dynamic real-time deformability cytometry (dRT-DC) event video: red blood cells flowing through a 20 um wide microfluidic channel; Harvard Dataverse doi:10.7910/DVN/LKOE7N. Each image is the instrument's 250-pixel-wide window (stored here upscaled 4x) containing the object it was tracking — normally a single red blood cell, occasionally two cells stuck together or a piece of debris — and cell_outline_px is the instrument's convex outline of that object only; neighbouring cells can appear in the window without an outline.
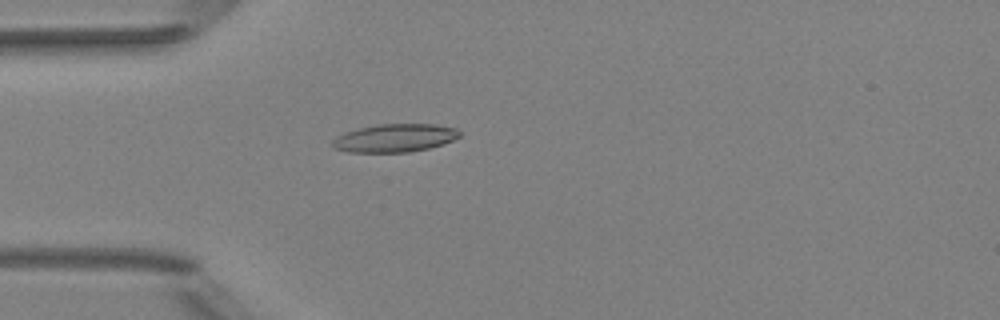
{"species": "Egyptian fruit bat (a non-hibernating species)", "species_latin": "Rousettus aegyptiacus", "temperature_condition": "room temperature", "stored_images_in_passage": 4, "camera_frame_rate_fps": 3000, "um_per_image_px": 0.085, "animal": {"sex": "female"}, "frame": {"image": 1, "passage_image": 4, "time_ms": 4.0, "image_size_px": [1000, 320], "cell_outline_px": [[460, 136], [444, 144], [428, 148], [408, 152], [348, 152], [332, 148], [332, 140], [336, 136], [344, 132], [360, 128], [380, 124], [436, 124], [456, 128], [460, 132]], "centroid_in_image_um": [33.54, 11.73], "position_along_channel_um": 51.5, "area_um2": 20.87}}